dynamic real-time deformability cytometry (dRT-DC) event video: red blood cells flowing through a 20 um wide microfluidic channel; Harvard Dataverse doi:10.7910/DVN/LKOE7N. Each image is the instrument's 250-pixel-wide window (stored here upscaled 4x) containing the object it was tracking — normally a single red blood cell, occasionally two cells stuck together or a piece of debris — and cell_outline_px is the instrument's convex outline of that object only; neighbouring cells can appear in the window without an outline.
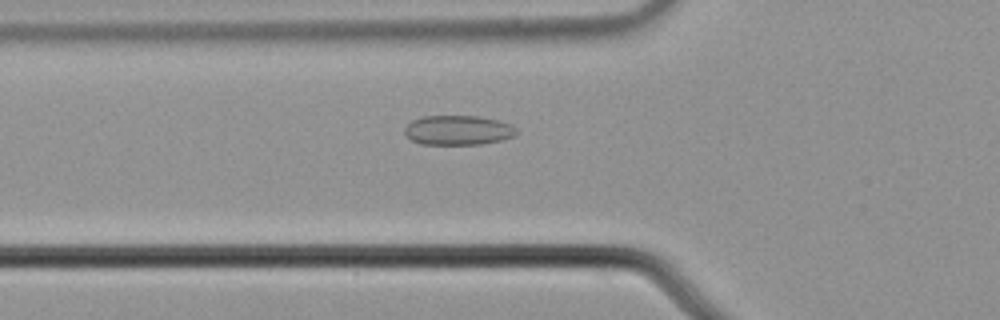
{"species": "common noctule bat (a hibernating species)", "species_latin": "Nyctalus noctula", "temperature_condition": "cold", "stored_images_in_passage": 42, "camera_frame_rate_fps": 3000, "um_per_image_px": 0.085, "animal": {"sex": "male", "body_mass_g": 21.5, "forearm_length_mm": 52.0}, "frame": {"image": 1, "passage_image": 10, "time_ms": 3.0, "image_size_px": [1000, 320], "cell_outline_px": [[520, 132], [512, 136], [500, 140], [480, 144], [420, 144], [404, 136], [404, 128], [412, 120], [424, 116], [476, 116], [500, 120], [512, 124]], "centroid_in_image_um": [38.93, 11.06], "position_along_channel_um": 86.9, "area_um2": 19.42}}
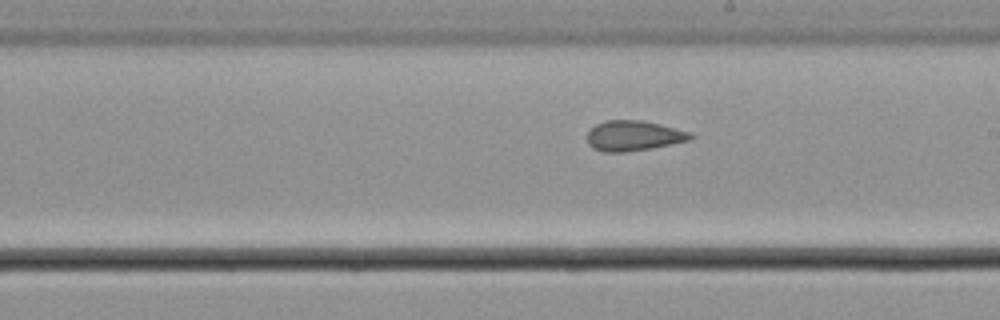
{"frame": {"image": 2, "passage_image": 22, "time_ms": 7.0, "image_size_px": [1000, 320], "cell_outline_px": [[696, 136], [692, 140], [652, 148], [624, 152], [604, 152], [592, 148], [588, 144], [588, 132], [596, 124], [608, 120], [640, 120], [660, 124], [692, 132]], "centroid_in_image_um": [53.91, 11.54], "position_along_channel_um": 235.1, "area_um2": 18.32}}
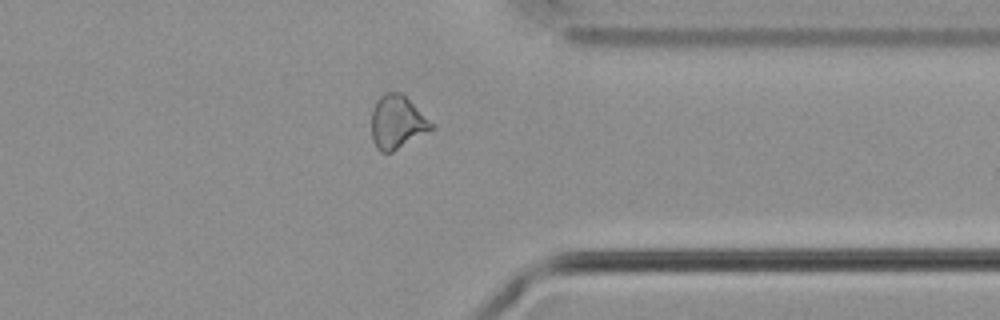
{"frame": {"image": 3, "passage_image": 34, "time_ms": 11.0, "image_size_px": [1000, 320], "cell_outline_px": [[436, 128], [392, 152], [380, 152], [376, 148], [372, 140], [372, 108], [376, 100], [384, 92], [400, 92], [436, 124]], "centroid_in_image_um": [33.78, 10.39], "position_along_channel_um": 377.6, "area_um2": 18.9}, "authors_computed_cell_mechanics": {"area_um2": 18.496, "velocity_mm_per_s": 3.6939, "shape_relaxation_time_tau1_ms": null, "shape_relaxation_time_tau2_ms": 2.2777, "deformation_change_tau1": null, "deformation_change_tau2": 0.101}}